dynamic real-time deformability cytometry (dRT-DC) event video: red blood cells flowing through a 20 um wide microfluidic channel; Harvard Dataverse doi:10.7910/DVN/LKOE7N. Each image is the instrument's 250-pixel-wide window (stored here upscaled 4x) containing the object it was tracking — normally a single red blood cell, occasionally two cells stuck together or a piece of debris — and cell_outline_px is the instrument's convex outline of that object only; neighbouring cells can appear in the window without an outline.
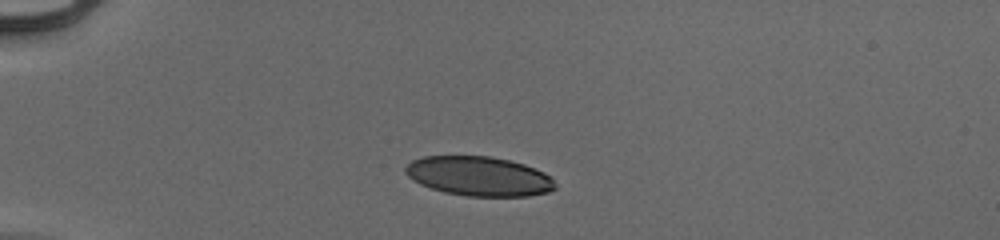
{"species": "human", "species_latin": "Homo sapiens", "temperature_condition": "cold", "stored_images_in_passage": 40, "camera_frame_rate_fps": 3000, "um_per_image_px": 0.085, "donor": {"sex": "male"}, "frame": {"image": 1, "passage_image": 1, "time_ms": 0.0, "image_size_px": [1000, 240], "cell_outline_px": [[556, 188], [548, 192], [528, 196], [468, 196], [444, 192], [420, 184], [412, 180], [404, 172], [404, 168], [412, 160], [424, 156], [492, 156], [524, 164], [544, 172], [556, 184]], "centroid_in_image_um": [40.69, 14.97], "position_along_channel_um": 44.3, "area_um2": 34.39}}
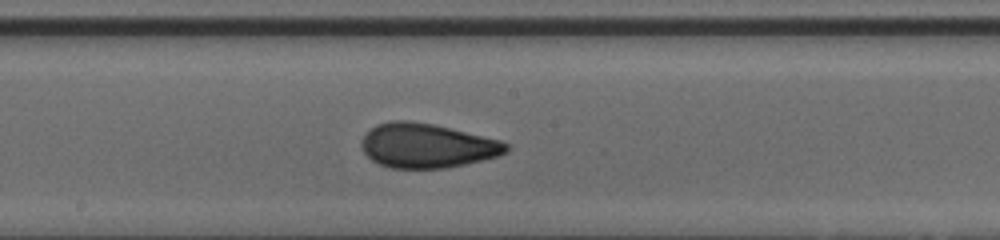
{"frame": {"image": 2, "passage_image": 17, "time_ms": 5.333, "image_size_px": [1000, 240], "cell_outline_px": [[508, 152], [500, 156], [464, 164], [444, 168], [388, 168], [372, 160], [364, 152], [360, 144], [360, 140], [376, 124], [392, 120], [408, 120], [432, 124], [500, 140], [508, 144]], "centroid_in_image_um": [36.28, 12.38], "position_along_channel_um": 211.9, "area_um2": 37.28}}
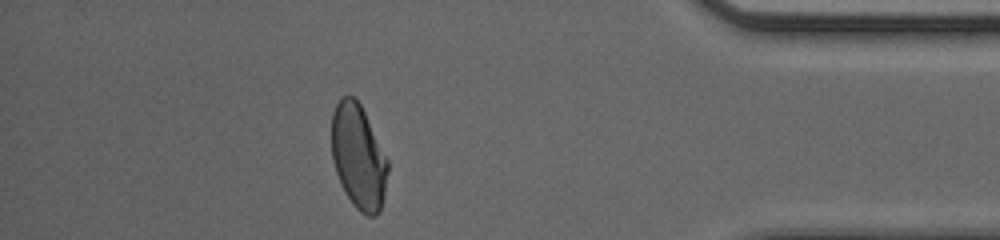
{"frame": {"image": 3, "passage_image": 34, "time_ms": 11.0, "image_size_px": [1000, 240], "cell_outline_px": [[388, 172], [384, 196], [380, 212], [376, 216], [368, 216], [360, 212], [352, 204], [344, 192], [340, 184], [332, 160], [332, 112], [340, 96], [348, 92], [360, 104], [388, 160]], "centroid_in_image_um": [30.45, 13.33], "position_along_channel_um": 404.7, "area_um2": 34.45}, "authors_computed_cell_mechanics": {"area_um2": 35.8649, "velocity_mm_per_s": 3.9618, "shape_relaxation_time_tau1_ms": 9.7973, "shape_relaxation_time_tau2_ms": 0.9049, "deformation_change_tau1": 0.2465, "deformation_change_tau2": 0.0603}}